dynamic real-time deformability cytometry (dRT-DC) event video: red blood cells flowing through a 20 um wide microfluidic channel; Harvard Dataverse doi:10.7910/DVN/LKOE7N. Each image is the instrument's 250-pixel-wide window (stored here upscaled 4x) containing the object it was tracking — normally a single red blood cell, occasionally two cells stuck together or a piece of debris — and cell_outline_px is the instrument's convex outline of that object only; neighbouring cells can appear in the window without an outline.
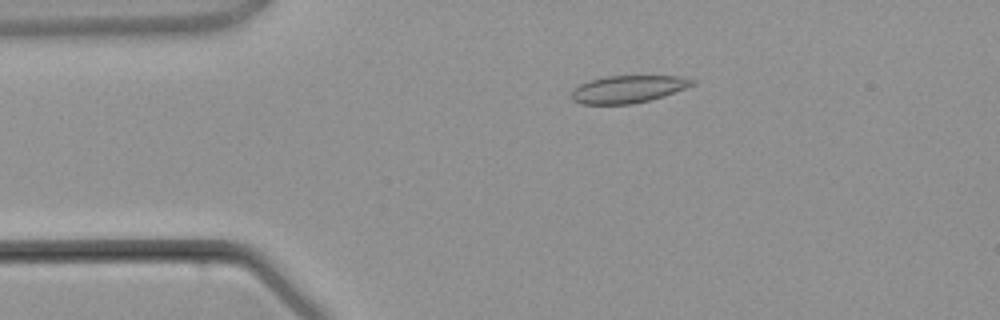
{"species": "common noctule bat (a hibernating species)", "species_latin": "Nyctalus noctula", "temperature_condition": "warm", "stored_images_in_passage": 3, "camera_frame_rate_fps": 3000, "um_per_image_px": 0.085, "animal": {"sex": "male", "body_mass_g": 21.5, "forearm_length_mm": 52.0}, "frame": {"image": 1, "passage_image": 2, "time_ms": 1.333, "image_size_px": [1000, 320], "cell_outline_px": [[696, 84], [664, 96], [632, 104], [580, 104], [572, 100], [572, 92], [580, 84], [588, 80], [604, 76], [680, 76], [696, 80]], "centroid_in_image_um": [53.39, 7.57], "position_along_channel_um": 31.6, "area_um2": 19.31}}